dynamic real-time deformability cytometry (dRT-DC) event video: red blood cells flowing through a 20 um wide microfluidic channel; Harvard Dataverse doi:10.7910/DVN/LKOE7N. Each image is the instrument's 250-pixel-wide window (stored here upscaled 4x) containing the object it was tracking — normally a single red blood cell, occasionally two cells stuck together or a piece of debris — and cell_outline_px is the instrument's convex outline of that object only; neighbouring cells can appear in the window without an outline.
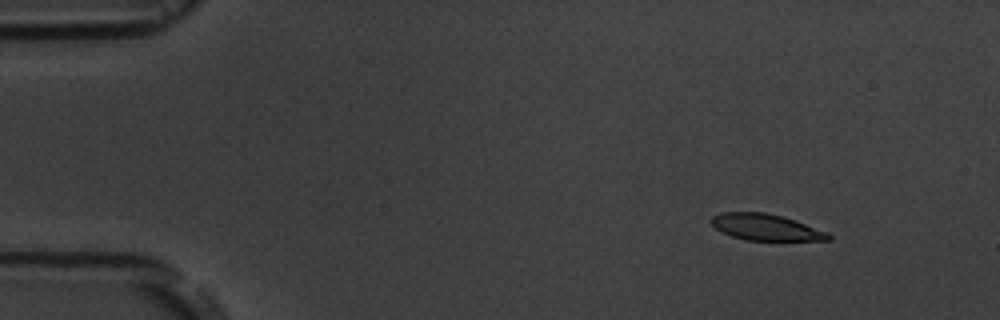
{"species": "common noctule bat (a hibernating species)", "species_latin": "Nyctalus noctula", "temperature_condition": "room temperature", "stored_images_in_passage": 5, "camera_frame_rate_fps": 3000, "um_per_image_px": 0.085, "animal": {"sex": "male", "body_mass_g": 19.5, "forearm_length_mm": 54.6}, "frame": {"image": 1, "passage_image": 2, "time_ms": 1.0, "image_size_px": [1000, 320], "cell_outline_px": [[832, 240], [744, 240], [720, 232], [708, 220], [712, 216], [724, 212], [764, 212], [780, 216], [828, 232], [832, 236]], "centroid_in_image_um": [65.04, 19.32], "position_along_channel_um": 20.0, "area_um2": 17.8}}
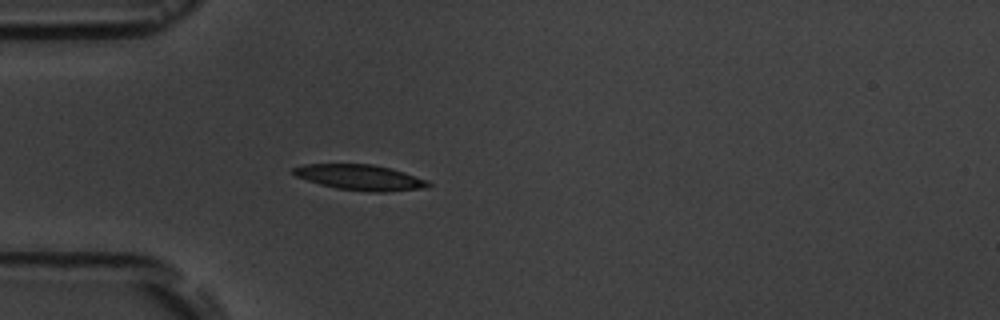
{"frame": {"image": 2, "passage_image": 5, "time_ms": 4.333, "image_size_px": [1000, 320], "cell_outline_px": [[432, 184], [428, 188], [388, 192], [368, 192], [336, 188], [320, 184], [296, 176], [292, 172], [292, 168], [304, 164], [372, 164], [404, 172], [428, 180]], "centroid_in_image_um": [30.65, 15.09], "position_along_channel_um": 54.4, "area_um2": 20.11}}